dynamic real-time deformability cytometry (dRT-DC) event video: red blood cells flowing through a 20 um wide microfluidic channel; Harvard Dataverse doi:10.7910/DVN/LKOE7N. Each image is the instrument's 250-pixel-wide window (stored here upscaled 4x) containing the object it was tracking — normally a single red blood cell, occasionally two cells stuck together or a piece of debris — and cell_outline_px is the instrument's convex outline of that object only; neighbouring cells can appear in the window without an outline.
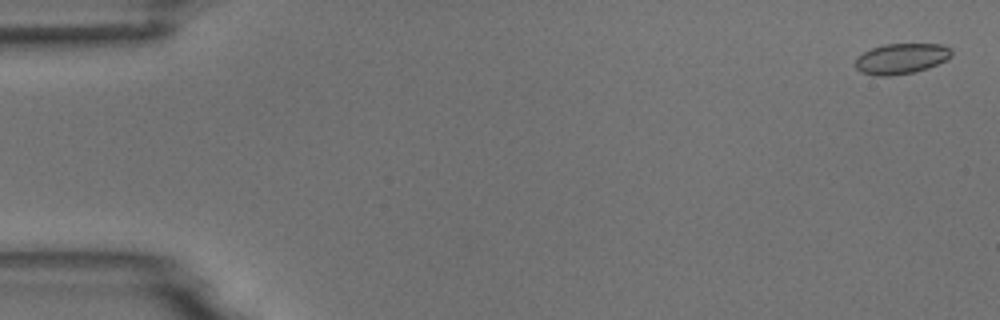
{"species": "common noctule bat (a hibernating species)", "species_latin": "Nyctalus noctula", "temperature_condition": "room temperature", "stored_images_in_passage": 4, "camera_frame_rate_fps": 3000, "um_per_image_px": 0.085, "animal": {"sex": "male", "body_mass_g": 18.8}, "frame": {"image": 1, "passage_image": 1, "time_ms": 0.0, "image_size_px": [1000, 320], "cell_outline_px": [[952, 56], [928, 68], [916, 72], [888, 76], [876, 76], [860, 72], [856, 68], [856, 60], [864, 52], [872, 48], [884, 44], [940, 44], [952, 48]], "centroid_in_image_um": [76.62, 4.99], "position_along_channel_um": 8.4, "area_um2": 17.05}}
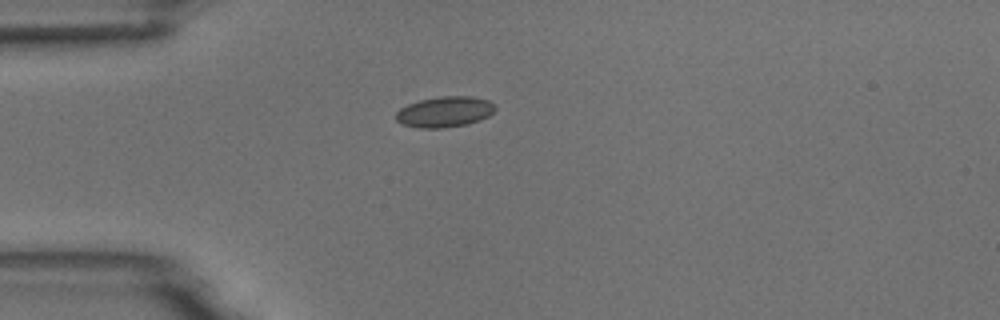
{"frame": {"image": 2, "passage_image": 4, "time_ms": 4.333, "image_size_px": [1000, 320], "cell_outline_px": [[496, 108], [488, 116], [480, 120], [468, 124], [444, 128], [420, 128], [404, 124], [396, 120], [396, 112], [400, 108], [408, 104], [420, 100], [440, 96], [472, 96], [488, 100], [496, 104]], "centroid_in_image_um": [37.82, 9.5], "position_along_channel_um": 47.2, "area_um2": 17.8}}